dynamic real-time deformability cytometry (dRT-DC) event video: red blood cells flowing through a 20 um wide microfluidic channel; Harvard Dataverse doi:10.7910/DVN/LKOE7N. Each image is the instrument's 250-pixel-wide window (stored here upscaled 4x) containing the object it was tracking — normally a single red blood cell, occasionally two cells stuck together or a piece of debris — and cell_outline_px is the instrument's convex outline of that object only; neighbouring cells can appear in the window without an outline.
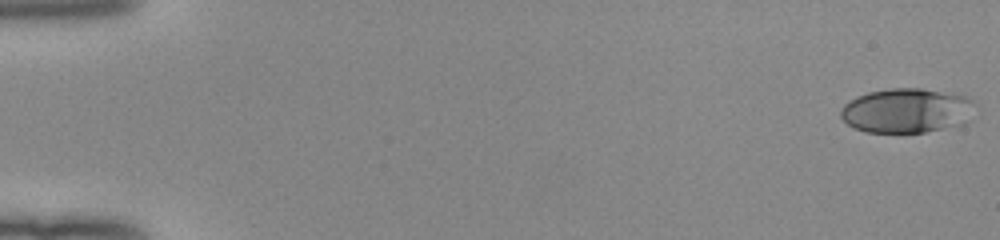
{"species": "human", "species_latin": "Homo sapiens", "temperature_condition": "room temperature", "stored_images_in_passage": 52, "camera_frame_rate_fps": 3000, "um_per_image_px": 0.085, "donor": {"sex": "female"}, "frame": {"image": 1, "passage_image": 1, "time_ms": 0.0, "image_size_px": [1000, 240], "cell_outline_px": [[976, 104], [960, 124], [924, 132], [864, 132], [852, 128], [840, 116], [840, 108], [844, 104], [856, 96], [868, 92], [892, 88], [920, 88], [964, 96], [972, 100]], "centroid_in_image_um": [76.96, 9.39], "position_along_channel_um": 8.0, "area_um2": 34.39}}
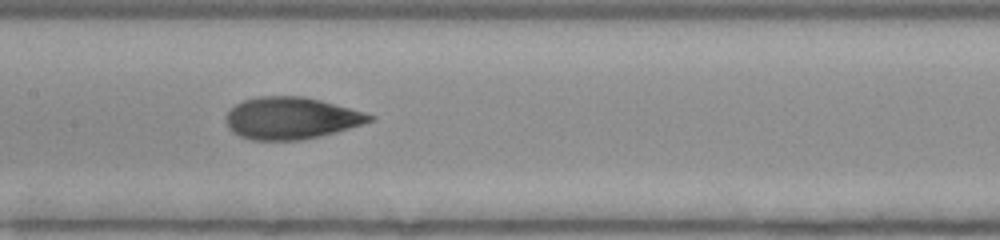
{"frame": {"image": 2, "passage_image": 27, "time_ms": 8.667, "image_size_px": [1000, 240], "cell_outline_px": [[376, 120], [348, 128], [300, 140], [252, 140], [240, 136], [232, 132], [228, 128], [224, 120], [224, 116], [236, 104], [244, 100], [260, 96], [304, 96], [320, 100], [364, 112], [376, 116]], "centroid_in_image_um": [24.71, 10.04], "position_along_channel_um": 182.7, "area_um2": 34.97}}
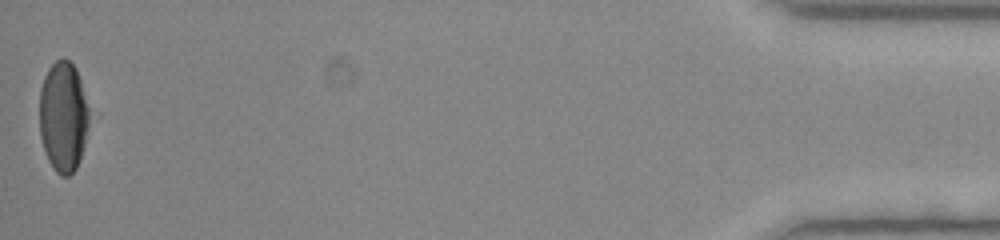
{"frame": {"image": 3, "passage_image": 52, "time_ms": 17.0, "image_size_px": [1000, 240], "cell_outline_px": [[100, 116], [80, 160], [76, 168], [68, 176], [60, 176], [56, 172], [48, 160], [40, 136], [40, 88], [44, 76], [48, 68], [60, 56], [64, 56], [76, 68], [100, 112]], "centroid_in_image_um": [5.59, 9.87], "position_along_channel_um": 429.6, "area_um2": 35.55}, "authors_computed_cell_mechanics": {"area_um2": 34.7956, "velocity_mm_per_s": 4.0209, "shape_relaxation_time_tau1_ms": 4.42, "shape_relaxation_time_tau2_ms": 1.38, "deformation_change_tau1": 0.1839, "deformation_change_tau2": 0.0702}}